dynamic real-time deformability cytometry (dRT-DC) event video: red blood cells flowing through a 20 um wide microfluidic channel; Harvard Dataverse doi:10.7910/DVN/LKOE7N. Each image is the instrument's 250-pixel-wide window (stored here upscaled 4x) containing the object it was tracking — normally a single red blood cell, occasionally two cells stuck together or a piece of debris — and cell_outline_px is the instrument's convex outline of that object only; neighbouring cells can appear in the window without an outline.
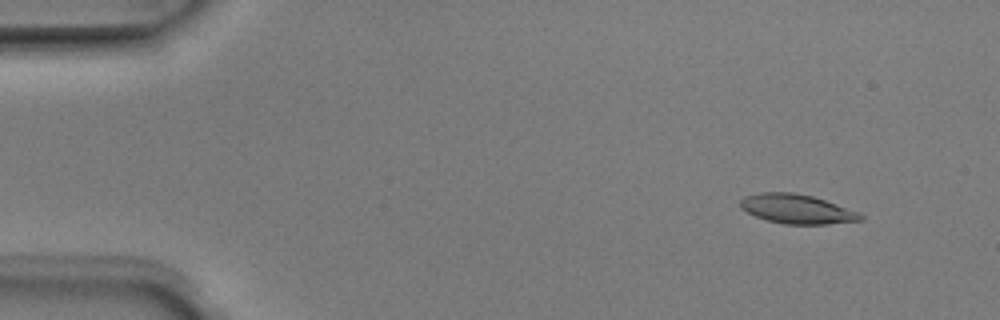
{"species": "Egyptian fruit bat (a non-hibernating species)", "species_latin": "Rousettus aegyptiacus", "temperature_condition": "room temperature", "stored_images_in_passage": 5, "camera_frame_rate_fps": 3000, "um_per_image_px": 0.085, "animal": {"sex": "male"}, "frame": {"image": 1, "passage_image": 2, "time_ms": 0.333, "image_size_px": [1000, 320], "cell_outline_px": [[864, 220], [828, 224], [784, 224], [768, 220], [756, 216], [740, 208], [740, 200], [744, 196], [760, 192], [792, 192], [812, 196], [860, 212], [864, 216]], "centroid_in_image_um": [67.75, 17.76], "position_along_channel_um": 17.3, "area_um2": 20.52}}
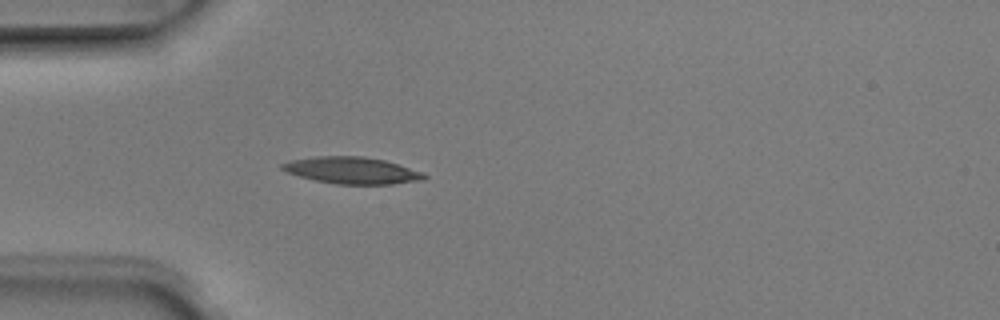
{"frame": {"image": 2, "passage_image": 5, "time_ms": 1.333, "image_size_px": [1000, 320], "cell_outline_px": [[428, 176], [424, 180], [392, 184], [336, 184], [316, 180], [300, 176], [288, 172], [280, 168], [280, 164], [292, 160], [316, 156], [364, 156], [384, 160], [424, 172]], "centroid_in_image_um": [29.96, 14.48], "position_along_channel_um": 55.0, "area_um2": 22.08}}